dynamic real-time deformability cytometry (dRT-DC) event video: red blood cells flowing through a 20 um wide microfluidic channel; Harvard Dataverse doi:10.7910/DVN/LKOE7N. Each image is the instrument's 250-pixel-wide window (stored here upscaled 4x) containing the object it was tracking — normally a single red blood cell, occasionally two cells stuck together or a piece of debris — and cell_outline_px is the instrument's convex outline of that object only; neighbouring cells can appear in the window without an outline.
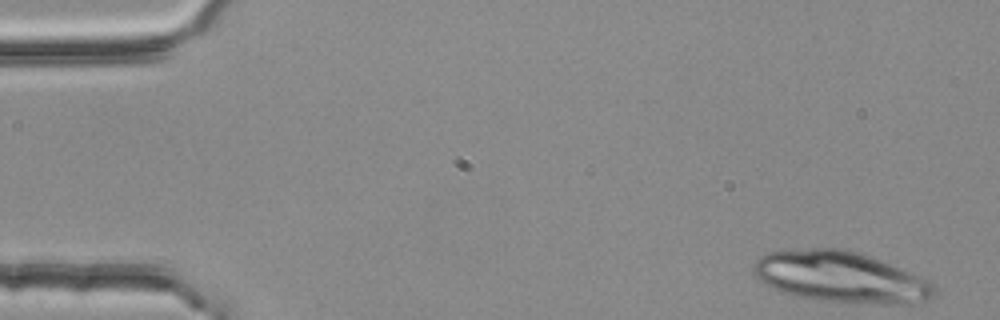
{"species": "common noctule bat (a hibernating species)", "species_latin": "Nyctalus noctula", "temperature_condition": "room temperature", "stored_images_in_passage": 20, "camera_frame_rate_fps": 3000, "um_per_image_px": 0.085, "animal": {"sex": "female", "body_mass_g": 25.1}, "frame": {"image": 1, "passage_image": 1, "time_ms": 0.0, "image_size_px": [1000, 320], "cell_outline_px": [[936, 296], [928, 300], [912, 304], [888, 304], [816, 300], [796, 296], [780, 292], [764, 284], [756, 276], [752, 268], [756, 260], [764, 252], [784, 248], [844, 248], [868, 256], [928, 280], [936, 284]], "centroid_in_image_um": [71.4, 23.54], "position_along_channel_um": 13.6, "area_um2": 54.1}}